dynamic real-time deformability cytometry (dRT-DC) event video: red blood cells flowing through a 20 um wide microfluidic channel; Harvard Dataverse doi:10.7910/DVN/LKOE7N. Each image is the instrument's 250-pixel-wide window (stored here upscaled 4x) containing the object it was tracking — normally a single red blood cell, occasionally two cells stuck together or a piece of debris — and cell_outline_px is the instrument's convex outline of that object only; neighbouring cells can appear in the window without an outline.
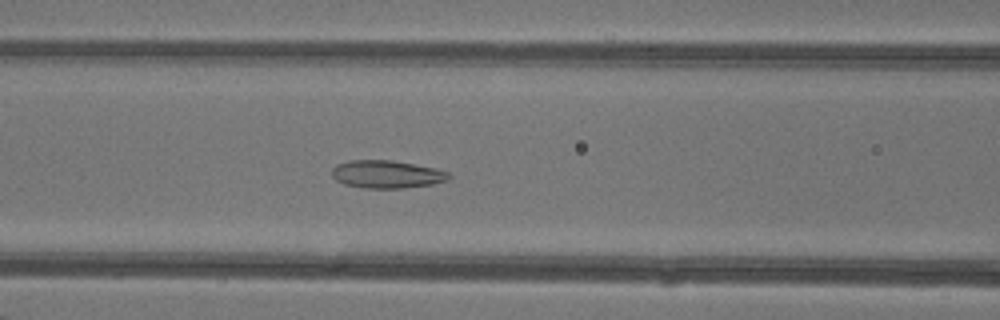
{"species": "common noctule bat (a hibernating species)", "species_latin": "Nyctalus noctula", "temperature_condition": "warm", "stored_images_in_passage": 42, "camera_frame_rate_fps": 3000, "um_per_image_px": 0.085, "animal": {"sex": "female"}, "frame": {"image": 1, "passage_image": 15, "time_ms": 4.667, "image_size_px": [1000, 320], "cell_outline_px": [[452, 176], [448, 180], [432, 184], [404, 188], [364, 188], [344, 184], [336, 180], [332, 176], [332, 168], [336, 164], [348, 160], [392, 160], [436, 168], [448, 172]], "centroid_in_image_um": [32.87, 14.81], "position_along_channel_um": 133.7, "area_um2": 19.07}}
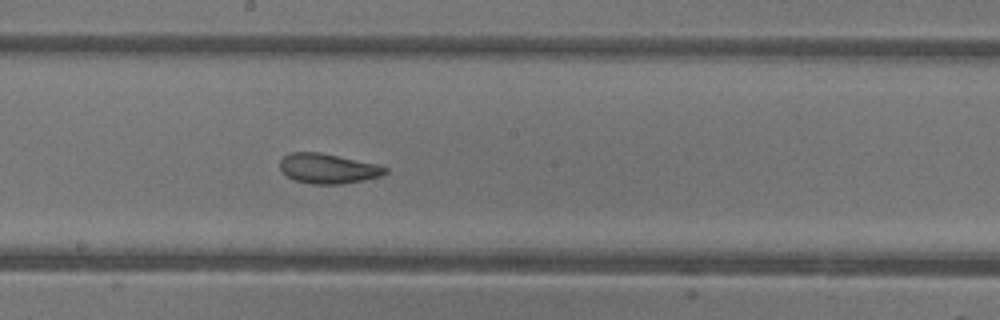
{"frame": {"image": 2, "passage_image": 21, "time_ms": 6.667, "image_size_px": [1000, 320], "cell_outline_px": [[388, 172], [380, 176], [364, 180], [340, 184], [312, 184], [296, 180], [288, 176], [280, 168], [280, 160], [284, 156], [292, 152], [320, 152], [376, 164], [388, 168]], "centroid_in_image_um": [27.89, 14.32], "position_along_channel_um": 220.3, "area_um2": 18.15}}
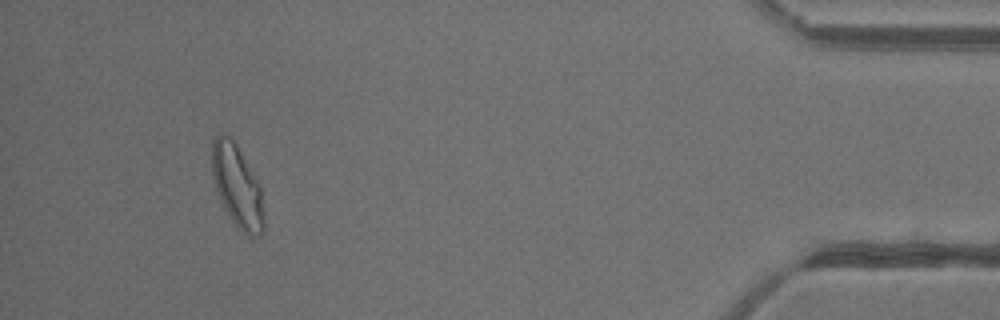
{"frame": {"image": 3, "passage_image": 39, "time_ms": 12.667, "image_size_px": [1000, 320], "cell_outline_px": [[264, 232], [260, 236], [248, 236], [232, 220], [224, 208], [216, 188], [212, 176], [212, 140], [216, 136], [228, 136], [236, 144], [260, 184], [264, 220]], "centroid_in_image_um": [20.18, 15.85], "position_along_channel_um": 415.0, "area_um2": 24.51}, "authors_computed_cell_mechanics": {"area_um2": 20.8658, "velocity_mm_per_s": 4.3294, "shape_relaxation_time_tau1_ms": 6.3247, "shape_relaxation_time_tau2_ms": 1.675, "deformation_change_tau1": 0.1688, "deformation_change_tau2": 0.0778}}